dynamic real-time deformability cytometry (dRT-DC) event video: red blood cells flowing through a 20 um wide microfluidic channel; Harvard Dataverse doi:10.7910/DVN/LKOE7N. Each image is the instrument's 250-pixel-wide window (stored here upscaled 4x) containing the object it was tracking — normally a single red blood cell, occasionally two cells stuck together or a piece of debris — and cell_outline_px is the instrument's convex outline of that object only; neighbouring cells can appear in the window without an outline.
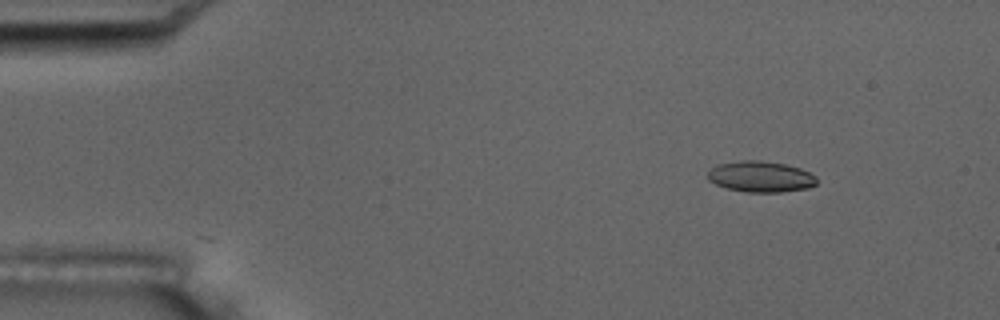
{"species": "common noctule bat (a hibernating species)", "species_latin": "Nyctalus noctula", "temperature_condition": "room temperature", "stored_images_in_passage": 5, "camera_frame_rate_fps": 3000, "um_per_image_px": 0.085, "animal": {"sex": "male", "body_mass_g": 17.5, "forearm_length_mm": 52.3}, "frame": {"image": 1, "passage_image": 2, "time_ms": 2.0, "image_size_px": [1000, 320], "cell_outline_px": [[816, 184], [808, 188], [780, 192], [744, 192], [728, 188], [716, 184], [708, 180], [708, 172], [716, 164], [740, 160], [760, 160], [784, 164], [800, 168], [816, 176]], "centroid_in_image_um": [64.64, 15.01], "position_along_channel_um": 20.4, "area_um2": 19.65}}